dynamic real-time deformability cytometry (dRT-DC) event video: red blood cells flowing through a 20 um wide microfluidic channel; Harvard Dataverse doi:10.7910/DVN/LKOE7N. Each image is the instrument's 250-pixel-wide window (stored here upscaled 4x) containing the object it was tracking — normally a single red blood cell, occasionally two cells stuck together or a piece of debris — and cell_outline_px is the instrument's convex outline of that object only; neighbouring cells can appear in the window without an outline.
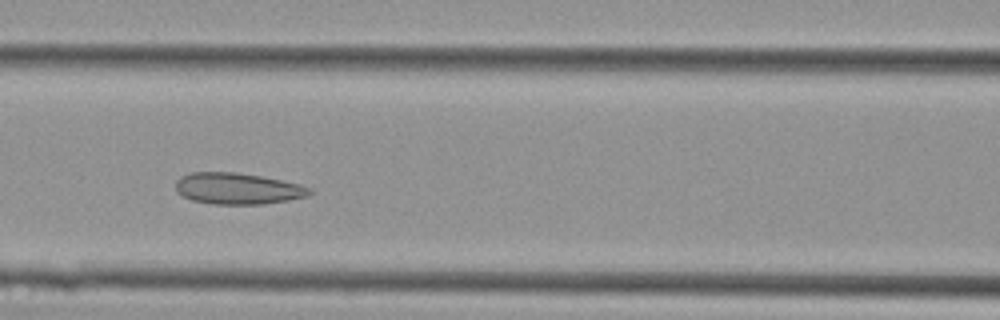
{"species": "Egyptian fruit bat (a non-hibernating species)", "species_latin": "Rousettus aegyptiacus", "temperature_condition": "cold", "stored_images_in_passage": 18, "camera_frame_rate_fps": 3000, "um_per_image_px": 0.085, "animal": {"sex": "female"}, "frame": {"image": 1, "passage_image": 8, "time_ms": 2.333, "image_size_px": [1000, 320], "cell_outline_px": [[312, 192], [308, 196], [288, 200], [264, 204], [212, 204], [192, 200], [176, 192], [176, 180], [180, 176], [192, 172], [236, 172], [260, 176], [300, 184], [312, 188]], "centroid_in_image_um": [20.2, 16.03], "position_along_channel_um": 146.4, "area_um2": 24.51}}
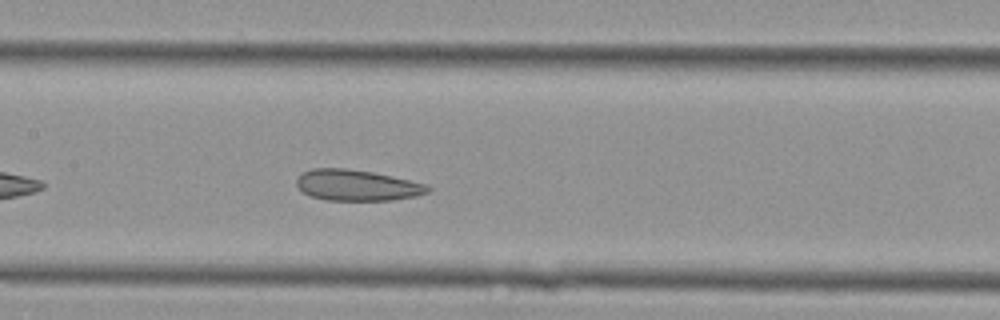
{"frame": {"image": 2, "passage_image": 10, "time_ms": 3.0, "image_size_px": [1000, 320], "cell_outline_px": [[432, 188], [428, 192], [416, 196], [392, 200], [328, 200], [312, 196], [304, 192], [296, 184], [296, 180], [304, 172], [312, 168], [344, 168], [372, 172], [392, 176], [424, 184]], "centroid_in_image_um": [30.35, 15.75], "position_along_channel_um": 177.1, "area_um2": 23.35}}
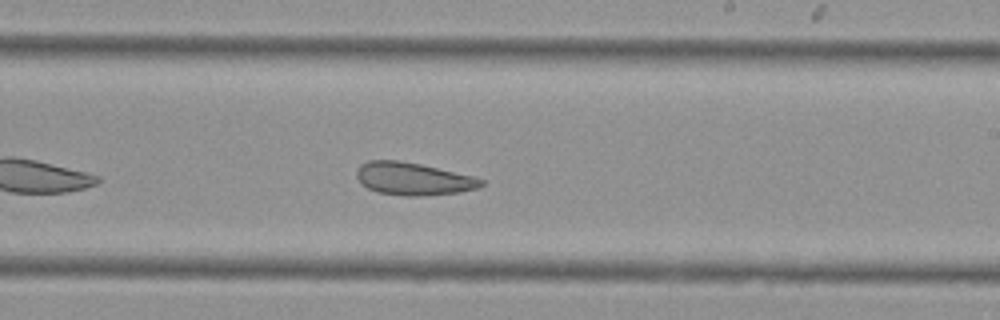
{"frame": {"image": 3, "passage_image": 15, "time_ms": 4.667, "image_size_px": [1000, 320], "cell_outline_px": [[484, 184], [480, 188], [460, 192], [420, 196], [404, 196], [376, 192], [368, 188], [356, 176], [356, 172], [360, 164], [368, 160], [400, 160], [420, 164], [472, 176], [484, 180]], "centroid_in_image_um": [35.12, 15.2], "position_along_channel_um": 253.9, "area_um2": 23.64}}